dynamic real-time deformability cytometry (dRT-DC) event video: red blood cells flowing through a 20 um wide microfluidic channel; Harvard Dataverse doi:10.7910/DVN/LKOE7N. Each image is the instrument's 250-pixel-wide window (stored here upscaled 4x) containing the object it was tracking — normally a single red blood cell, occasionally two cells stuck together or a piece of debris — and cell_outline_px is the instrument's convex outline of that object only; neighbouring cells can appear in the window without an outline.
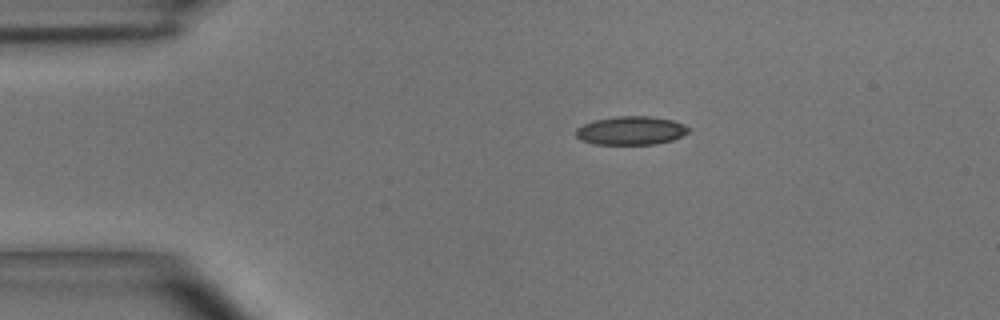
{"species": "common noctule bat (a hibernating species)", "species_latin": "Nyctalus noctula", "temperature_condition": "room temperature", "stored_images_in_passage": 40, "camera_frame_rate_fps": 3000, "um_per_image_px": 0.085, "animal": {"sex": "male", "body_mass_g": 15.6}, "frame": {"image": 1, "passage_image": 1, "time_ms": 0.0, "image_size_px": [1000, 320], "cell_outline_px": [[692, 128], [688, 132], [672, 140], [656, 144], [592, 144], [580, 140], [576, 136], [576, 128], [584, 124], [596, 120], [616, 116], [648, 116], [672, 120], [684, 124]], "centroid_in_image_um": [53.63, 11.1], "position_along_channel_um": 31.4, "area_um2": 18.73}}
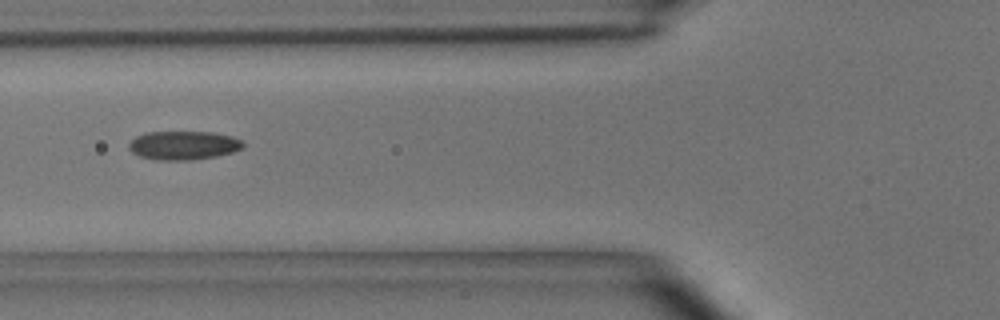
{"frame": {"image": 2, "passage_image": 10, "time_ms": 3.0, "image_size_px": [1000, 320], "cell_outline_px": [[244, 148], [232, 152], [216, 156], [192, 160], [156, 160], [140, 156], [132, 152], [128, 148], [128, 144], [136, 136], [144, 132], [212, 132], [232, 136], [240, 140], [244, 144]], "centroid_in_image_um": [15.58, 12.35], "position_along_channel_um": 110.2, "area_um2": 19.19}}
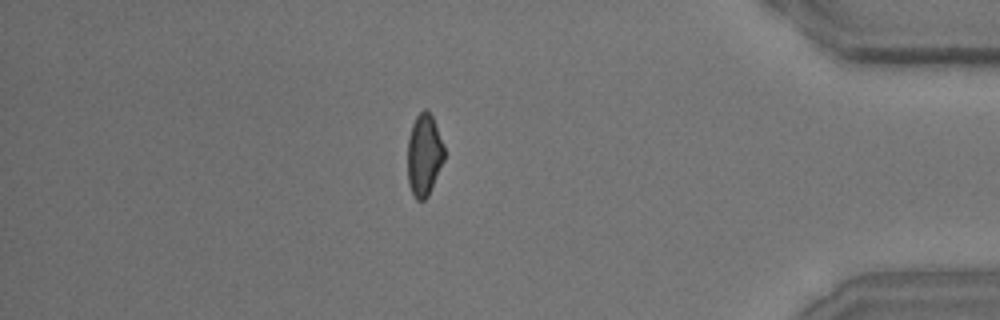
{"frame": {"image": 3, "passage_image": 34, "time_ms": 11.0, "image_size_px": [1000, 320], "cell_outline_px": [[444, 160], [428, 196], [424, 200], [416, 200], [412, 196], [408, 184], [408, 136], [412, 124], [416, 116], [424, 108], [432, 116], [444, 148]], "centroid_in_image_um": [36.03, 13.2], "position_along_channel_um": 399.2, "area_um2": 17.46}, "authors_computed_cell_mechanics": {"area_um2": 18.5827, "velocity_mm_per_s": 4.0691, "shape_relaxation_time_tau1_ms": 4.5368, "shape_relaxation_time_tau2_ms": 1.4565, "deformation_change_tau1": 0.1486, "deformation_change_tau2": 0.0743}}